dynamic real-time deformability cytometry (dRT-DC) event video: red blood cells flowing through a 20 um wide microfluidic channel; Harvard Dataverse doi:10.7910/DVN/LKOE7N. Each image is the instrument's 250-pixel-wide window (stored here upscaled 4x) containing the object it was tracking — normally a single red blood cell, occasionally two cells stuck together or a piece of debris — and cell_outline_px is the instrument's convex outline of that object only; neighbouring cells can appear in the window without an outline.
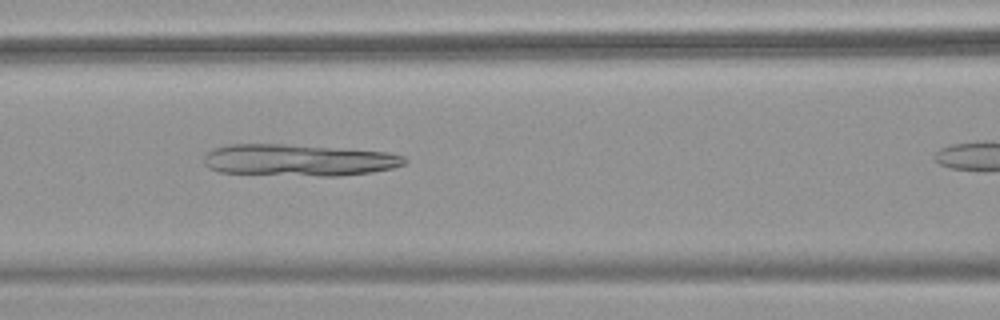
{"species": "common noctule bat (a hibernating species)", "species_latin": "Nyctalus noctula", "temperature_condition": "warm", "stored_images_in_passage": 14, "camera_frame_rate_fps": 3000, "um_per_image_px": 0.085, "animal": {"sex": "female", "body_mass_g": 18.4}, "frame": {"image": 1, "passage_image": 10, "time_ms": 3.0, "image_size_px": [1000, 320], "cell_outline_px": [[408, 160], [404, 164], [392, 168], [372, 172], [340, 176], [320, 176], [220, 172], [208, 168], [204, 164], [204, 156], [212, 148], [228, 144], [284, 144], [388, 152], [404, 156]], "centroid_in_image_um": [25.37, 13.61], "position_along_channel_um": 141.2, "area_um2": 37.05}}